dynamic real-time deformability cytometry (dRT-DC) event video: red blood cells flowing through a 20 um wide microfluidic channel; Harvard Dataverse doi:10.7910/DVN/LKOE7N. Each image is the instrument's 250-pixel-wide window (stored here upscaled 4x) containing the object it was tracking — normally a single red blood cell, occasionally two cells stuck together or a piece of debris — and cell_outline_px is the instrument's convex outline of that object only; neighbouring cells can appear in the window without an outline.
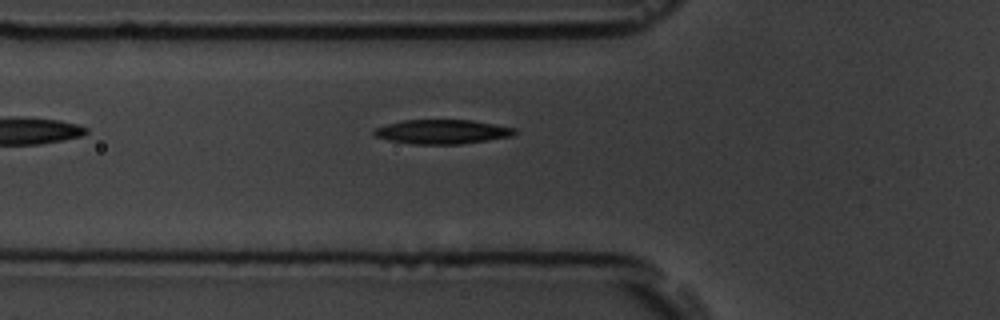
{"species": "common noctule bat (a hibernating species)", "species_latin": "Nyctalus noctula", "temperature_condition": "room temperature", "stored_images_in_passage": 4, "camera_frame_rate_fps": 3000, "um_per_image_px": 0.085, "animal": {"sex": "male", "body_mass_g": 19.5, "forearm_length_mm": 54.6}, "frame": {"image": 1, "passage_image": 4, "time_ms": 3.333, "image_size_px": [1000, 320], "cell_outline_px": [[520, 132], [512, 136], [488, 140], [460, 144], [412, 144], [388, 140], [376, 136], [372, 132], [376, 128], [388, 124], [404, 120], [472, 120], [516, 128]], "centroid_in_image_um": [37.64, 11.2], "position_along_channel_um": 88.2, "area_um2": 19.88}}